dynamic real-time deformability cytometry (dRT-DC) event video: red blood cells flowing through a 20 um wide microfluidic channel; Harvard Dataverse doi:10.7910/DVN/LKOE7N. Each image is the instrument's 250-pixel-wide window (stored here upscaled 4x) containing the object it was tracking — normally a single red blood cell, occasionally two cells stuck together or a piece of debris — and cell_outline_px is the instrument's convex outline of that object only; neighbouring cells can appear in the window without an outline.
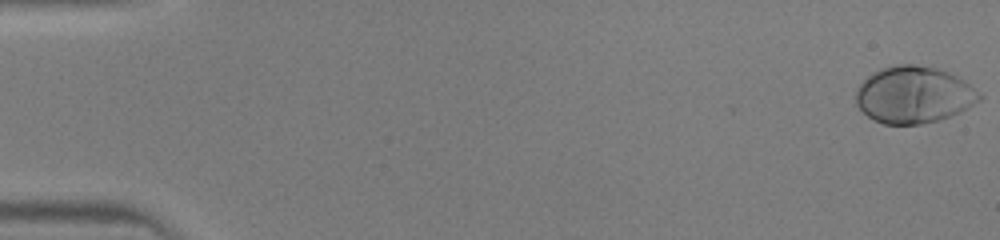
{"species": "human", "species_latin": "Homo sapiens", "temperature_condition": "warm", "stored_images_in_passage": 46, "camera_frame_rate_fps": 3000, "um_per_image_px": 0.085, "donor": {"sex": "male"}, "frame": {"image": 1, "passage_image": 1, "time_ms": 0.0, "image_size_px": [1000, 240], "cell_outline_px": [[984, 96], [980, 100], [960, 112], [940, 120], [920, 124], [884, 124], [868, 116], [856, 104], [856, 88], [872, 72], [880, 68], [896, 64], [916, 64], [936, 68], [948, 72], [964, 80], [980, 92]], "centroid_in_image_um": [77.68, 8.05], "position_along_channel_um": 7.3, "area_um2": 40.98}}
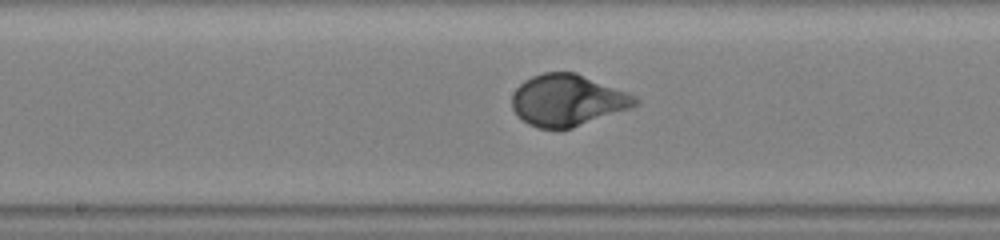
{"frame": {"image": 2, "passage_image": 25, "time_ms": 8.0, "image_size_px": [1000, 240], "cell_outline_px": [[640, 104], [632, 108], [572, 128], [536, 128], [528, 124], [512, 108], [512, 92], [524, 80], [532, 76], [544, 72], [576, 72], [628, 92], [636, 96], [640, 100]], "centroid_in_image_um": [48.27, 8.51], "position_along_channel_um": 199.9, "area_um2": 37.17}}
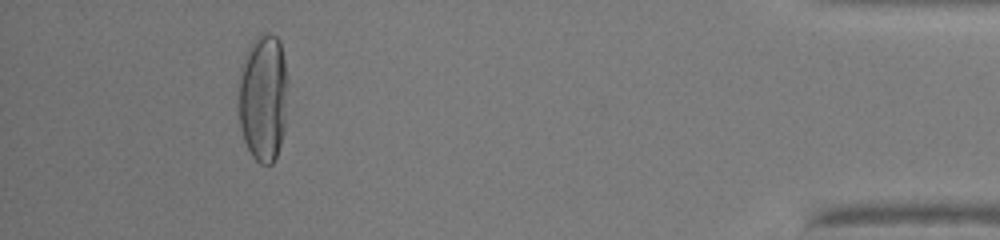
{"frame": {"image": 3, "passage_image": 43, "time_ms": 14.0, "image_size_px": [1000, 240], "cell_outline_px": [[288, 80], [284, 132], [276, 156], [272, 164], [260, 164], [252, 156], [244, 140], [240, 128], [236, 100], [236, 88], [240, 68], [244, 56], [252, 40], [260, 32], [268, 32], [276, 36], [280, 40], [288, 76]], "centroid_in_image_um": [22.34, 8.25], "position_along_channel_um": 412.9, "area_um2": 38.03}}